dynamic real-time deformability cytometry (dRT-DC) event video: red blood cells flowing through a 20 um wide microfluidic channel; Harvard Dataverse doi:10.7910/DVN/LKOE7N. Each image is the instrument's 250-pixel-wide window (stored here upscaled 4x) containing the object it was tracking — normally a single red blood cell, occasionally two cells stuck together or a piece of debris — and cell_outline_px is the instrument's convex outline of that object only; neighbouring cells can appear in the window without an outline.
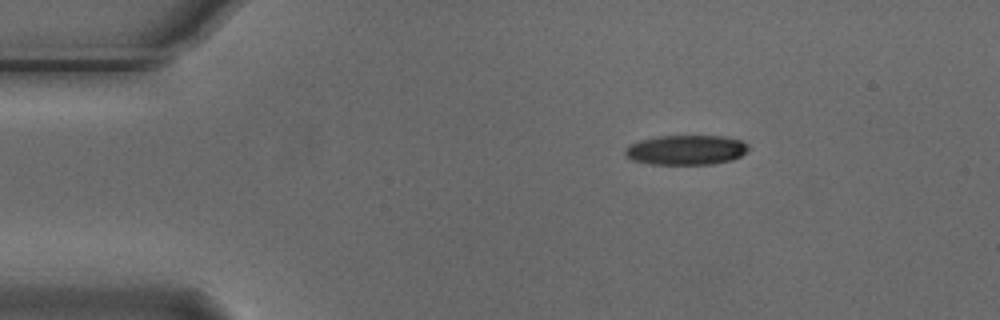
{"species": "Egyptian fruit bat (a non-hibernating species)", "species_latin": "Rousettus aegyptiacus", "temperature_condition": "cold", "stored_images_in_passage": 3, "camera_frame_rate_fps": 3000, "um_per_image_px": 0.085, "animal": {"sex": "male"}, "frame": {"image": 1, "passage_image": 1, "time_ms": 0.0, "image_size_px": [1000, 320], "cell_outline_px": [[748, 148], [740, 156], [732, 160], [712, 164], [648, 164], [632, 160], [624, 156], [624, 148], [628, 144], [640, 140], [656, 136], [724, 136], [740, 140], [748, 144]], "centroid_in_image_um": [58.25, 12.74], "position_along_channel_um": 26.8, "area_um2": 21.56}}
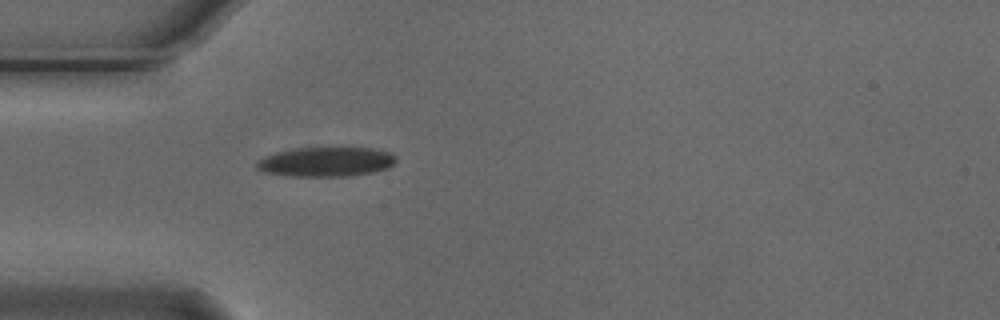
{"frame": {"image": 2, "passage_image": 3, "time_ms": 0.667, "image_size_px": [1000, 320], "cell_outline_px": [[396, 160], [388, 168], [372, 172], [348, 176], [292, 176], [264, 172], [256, 168], [256, 160], [264, 156], [276, 152], [296, 148], [376, 148], [388, 152], [396, 156]], "centroid_in_image_um": [27.69, 13.75], "position_along_channel_um": 57.3, "area_um2": 23.93}}